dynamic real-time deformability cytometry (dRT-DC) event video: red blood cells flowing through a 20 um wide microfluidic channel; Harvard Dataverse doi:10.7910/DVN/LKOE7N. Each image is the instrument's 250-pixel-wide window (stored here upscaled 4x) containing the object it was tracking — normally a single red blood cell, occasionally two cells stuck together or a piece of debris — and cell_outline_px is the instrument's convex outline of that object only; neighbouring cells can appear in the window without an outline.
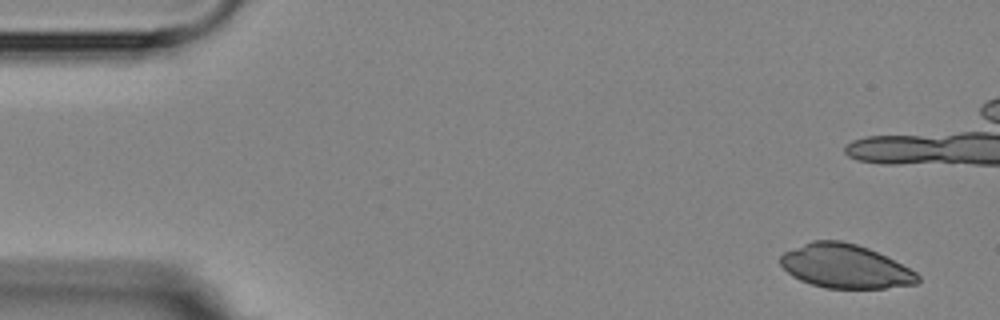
{"species": "Egyptian fruit bat (a non-hibernating species)", "species_latin": "Rousettus aegyptiacus", "temperature_condition": "room temperature", "stored_images_in_passage": 7, "camera_frame_rate_fps": 3000, "um_per_image_px": 0.085, "animal": {"sex": "female"}, "frame": {"image": 1, "passage_image": 1, "time_ms": 0.0, "image_size_px": [1000, 320], "cell_outline_px": [[920, 280], [916, 284], [884, 288], [824, 288], [800, 280], [792, 276], [780, 264], [780, 256], [784, 252], [812, 240], [840, 240], [856, 244], [868, 248], [916, 272], [920, 276]], "centroid_in_image_um": [71.82, 22.64], "position_along_channel_um": 13.2, "area_um2": 34.8}}